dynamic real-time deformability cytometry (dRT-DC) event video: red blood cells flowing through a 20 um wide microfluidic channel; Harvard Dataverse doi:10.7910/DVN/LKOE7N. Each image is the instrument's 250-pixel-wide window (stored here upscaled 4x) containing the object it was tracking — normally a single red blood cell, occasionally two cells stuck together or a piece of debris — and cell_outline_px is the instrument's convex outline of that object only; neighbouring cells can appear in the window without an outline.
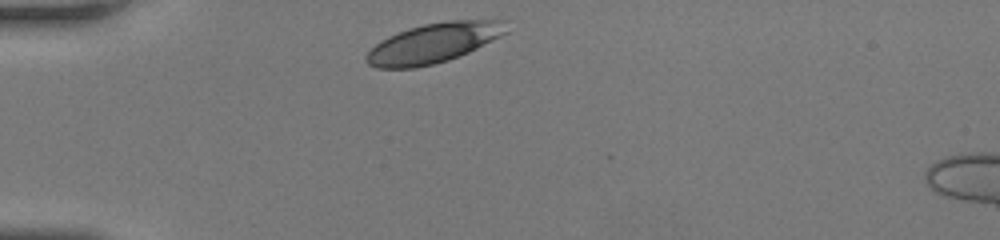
{"species": "human", "species_latin": "Homo sapiens", "temperature_condition": "room temperature", "stored_images_in_passage": 29, "camera_frame_rate_fps": 3000, "um_per_image_px": 0.085, "donor": {"sex": "female"}, "frame": {"image": 1, "passage_image": 1, "time_ms": 0.0, "image_size_px": [1000, 240], "cell_outline_px": [[508, 32], [468, 52], [448, 60], [416, 68], [376, 68], [368, 64], [364, 60], [364, 56], [380, 40], [388, 36], [408, 28], [424, 24], [448, 20], [504, 20]], "centroid_in_image_um": [36.81, 3.66], "position_along_channel_um": 48.2, "area_um2": 32.25}}
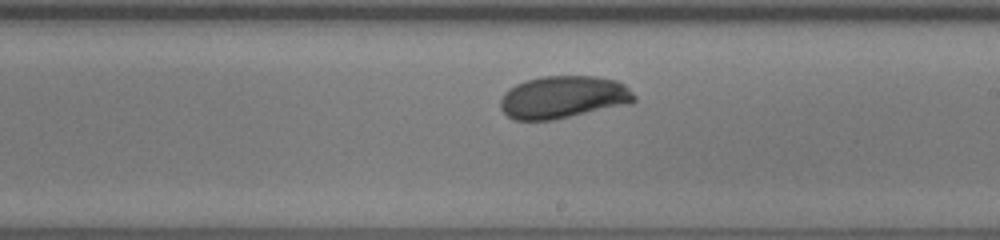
{"frame": {"image": 2, "passage_image": 17, "time_ms": 5.333, "image_size_px": [1000, 240], "cell_outline_px": [[636, 100], [632, 104], [552, 120], [512, 120], [500, 108], [500, 100], [504, 92], [508, 88], [524, 80], [544, 76], [596, 76], [616, 80], [624, 84], [636, 96]], "centroid_in_image_um": [47.88, 8.26], "position_along_channel_um": 241.1, "area_um2": 33.52}}
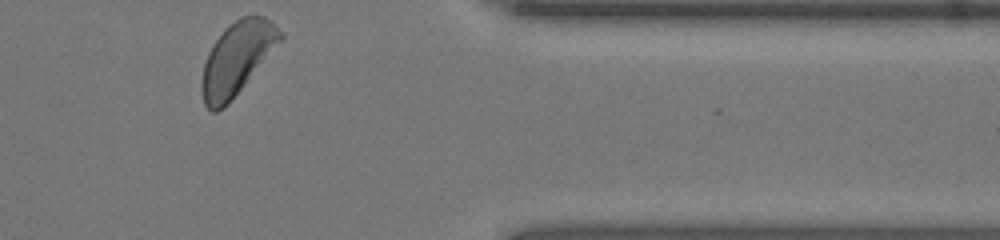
{"frame": {"image": 3, "passage_image": 29, "time_ms": 9.333, "image_size_px": [1000, 240], "cell_outline_px": [[284, 36], [228, 104], [224, 108], [216, 112], [212, 112], [204, 104], [200, 92], [200, 80], [204, 64], [208, 52], [212, 44], [224, 28], [240, 16], [252, 12], [264, 16]], "centroid_in_image_um": [20.07, 4.95], "position_along_channel_um": 391.3, "area_um2": 33.06}, "authors_computed_cell_mechanics": {"area_um2": 32.7726, "velocity_mm_per_s": 4.154, "shape_relaxation_time_tau1_ms": 4.2578, "shape_relaxation_time_tau2_ms": null, "deformation_change_tau1": 0.1195, "deformation_change_tau2": null}}